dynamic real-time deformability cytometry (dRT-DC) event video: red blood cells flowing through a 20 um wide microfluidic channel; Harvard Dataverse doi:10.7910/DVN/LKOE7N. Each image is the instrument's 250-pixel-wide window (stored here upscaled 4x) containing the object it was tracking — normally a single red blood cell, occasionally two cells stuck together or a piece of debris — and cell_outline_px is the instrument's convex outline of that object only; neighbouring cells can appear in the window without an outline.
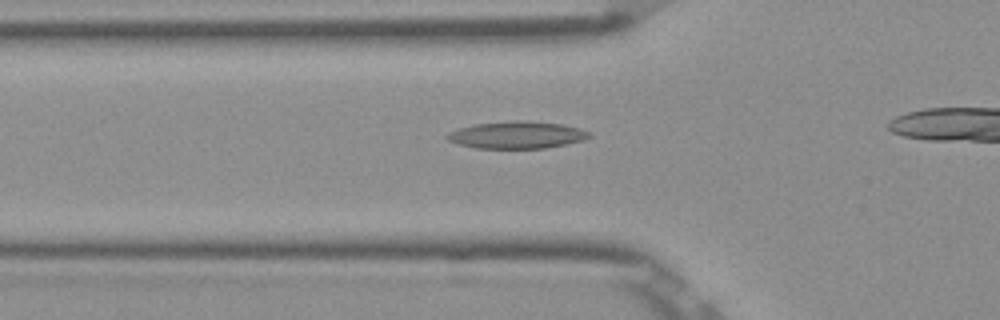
{"species": "Egyptian fruit bat (a non-hibernating species)", "species_latin": "Rousettus aegyptiacus", "temperature_condition": "room temperature", "stored_images_in_passage": 27, "camera_frame_rate_fps": 3000, "um_per_image_px": 0.085, "frame": {"image": 1, "passage_image": 2, "time_ms": 0.333, "image_size_px": [1000, 320], "cell_outline_px": [[592, 136], [584, 140], [568, 144], [544, 148], [476, 148], [460, 144], [448, 140], [444, 136], [448, 132], [460, 128], [476, 124], [516, 120], [520, 120], [560, 124], [580, 128], [592, 132]], "centroid_in_image_um": [43.98, 11.47], "position_along_channel_um": 81.8, "area_um2": 22.43}}
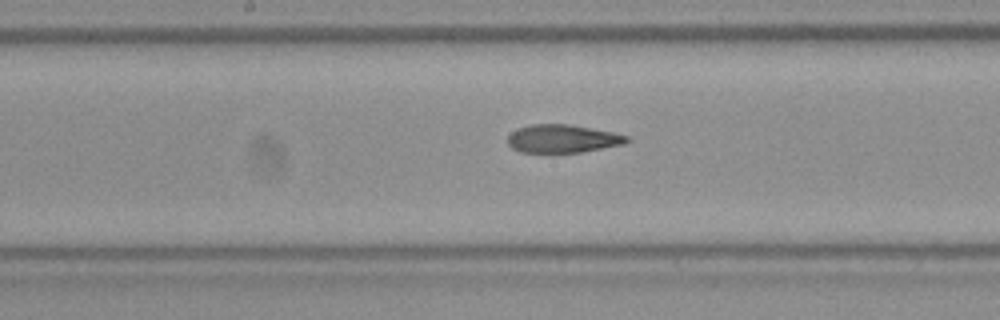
{"frame": {"image": 2, "passage_image": 11, "time_ms": 3.333, "image_size_px": [1000, 320], "cell_outline_px": [[632, 140], [624, 144], [580, 152], [520, 152], [512, 148], [508, 144], [508, 136], [516, 128], [532, 124], [568, 124], [612, 132], [628, 136]], "centroid_in_image_um": [47.81, 11.78], "position_along_channel_um": 200.4, "area_um2": 19.42}}
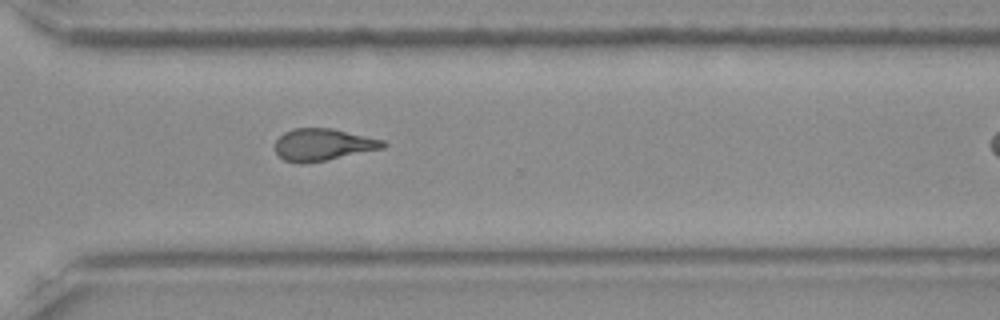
{"frame": {"image": 3, "passage_image": 22, "time_ms": 7.0, "image_size_px": [1000, 320], "cell_outline_px": [[388, 144], [384, 148], [324, 160], [300, 164], [284, 160], [276, 152], [276, 140], [284, 132], [292, 128], [332, 128], [384, 140]], "centroid_in_image_um": [27.45, 12.28], "position_along_channel_um": 343.1, "area_um2": 20.0}}